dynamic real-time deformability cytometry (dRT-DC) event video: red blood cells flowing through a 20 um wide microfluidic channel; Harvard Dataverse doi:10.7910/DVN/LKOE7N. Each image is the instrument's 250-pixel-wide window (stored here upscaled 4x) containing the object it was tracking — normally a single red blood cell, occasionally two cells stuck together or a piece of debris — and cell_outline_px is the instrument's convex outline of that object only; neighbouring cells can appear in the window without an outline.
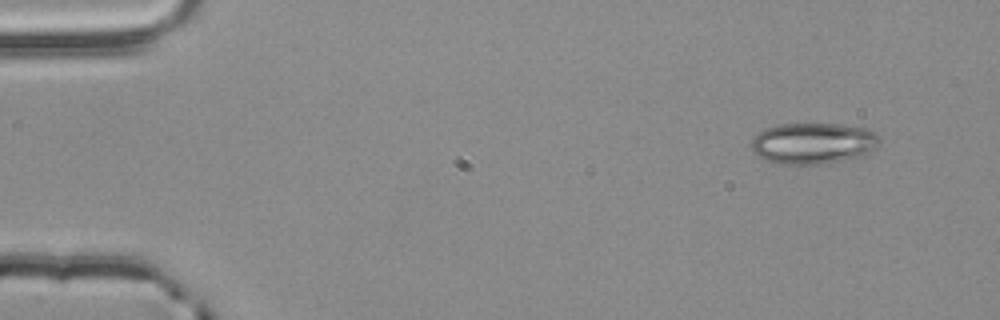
{"species": "common noctule bat (a hibernating species)", "species_latin": "Nyctalus noctula", "temperature_condition": "room temperature", "stored_images_in_passage": 4, "camera_frame_rate_fps": 3000, "um_per_image_px": 0.085, "animal": {"sex": "male", "body_mass_g": 20.4}, "frame": {"image": 1, "passage_image": 1, "time_ms": 0.0, "image_size_px": [1000, 320], "cell_outline_px": [[880, 140], [876, 148], [864, 156], [844, 160], [820, 164], [776, 164], [752, 152], [752, 136], [764, 128], [780, 124], [840, 124], [868, 128], [876, 132], [880, 136]], "centroid_in_image_um": [69.15, 12.17], "position_along_channel_um": 15.9, "area_um2": 31.15}}